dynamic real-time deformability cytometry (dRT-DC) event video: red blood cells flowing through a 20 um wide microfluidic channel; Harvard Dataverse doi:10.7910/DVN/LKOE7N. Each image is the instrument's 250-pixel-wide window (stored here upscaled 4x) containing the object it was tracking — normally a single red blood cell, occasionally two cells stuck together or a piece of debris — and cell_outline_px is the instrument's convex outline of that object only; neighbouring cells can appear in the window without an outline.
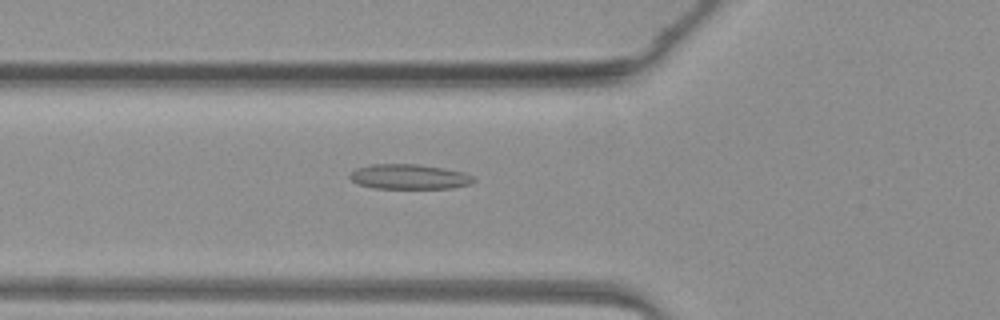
{"species": "common noctule bat (a hibernating species)", "species_latin": "Nyctalus noctula", "temperature_condition": "warm", "stored_images_in_passage": 19, "camera_frame_rate_fps": 3000, "um_per_image_px": 0.085, "animal": {"sex": "female", "body_mass_g": 19.3, "forearm_length_mm": 54.1}, "frame": {"image": 1, "passage_image": 2, "time_ms": 0.333, "image_size_px": [1000, 320], "cell_outline_px": [[476, 180], [468, 184], [452, 188], [372, 188], [356, 184], [348, 176], [356, 168], [372, 164], [416, 164], [464, 172], [476, 176]], "centroid_in_image_um": [34.77, 15.02], "position_along_channel_um": 91.0, "area_um2": 17.98}}
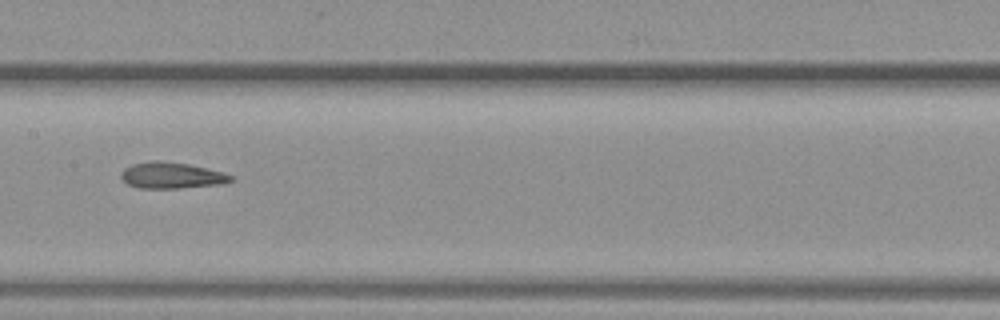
{"frame": {"image": 2, "passage_image": 9, "time_ms": 2.667, "image_size_px": [1000, 320], "cell_outline_px": [[232, 180], [220, 184], [180, 188], [136, 188], [128, 184], [120, 176], [120, 172], [124, 168], [132, 164], [148, 160], [160, 160], [188, 164], [220, 172], [232, 176]], "centroid_in_image_um": [14.49, 14.9], "position_along_channel_um": 192.9, "area_um2": 16.65}}
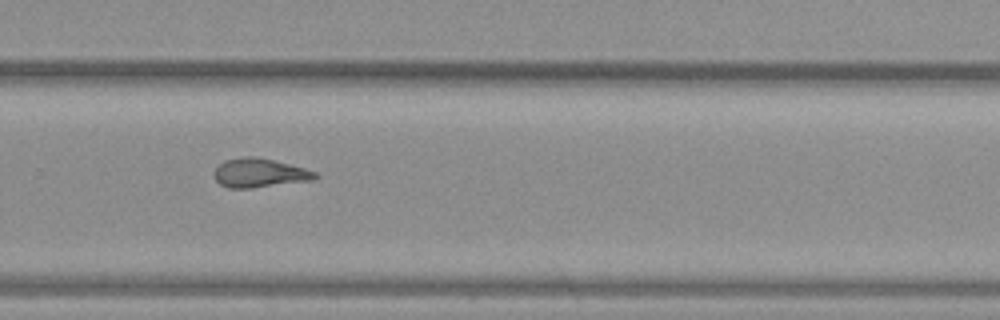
{"frame": {"image": 3, "passage_image": 17, "time_ms": 5.333, "image_size_px": [1000, 320], "cell_outline_px": [[320, 176], [312, 180], [252, 188], [228, 188], [220, 184], [216, 180], [212, 172], [224, 160], [240, 156], [256, 156], [304, 168], [316, 172]], "centroid_in_image_um": [22.02, 14.7], "position_along_channel_um": 307.8, "area_um2": 17.11}}